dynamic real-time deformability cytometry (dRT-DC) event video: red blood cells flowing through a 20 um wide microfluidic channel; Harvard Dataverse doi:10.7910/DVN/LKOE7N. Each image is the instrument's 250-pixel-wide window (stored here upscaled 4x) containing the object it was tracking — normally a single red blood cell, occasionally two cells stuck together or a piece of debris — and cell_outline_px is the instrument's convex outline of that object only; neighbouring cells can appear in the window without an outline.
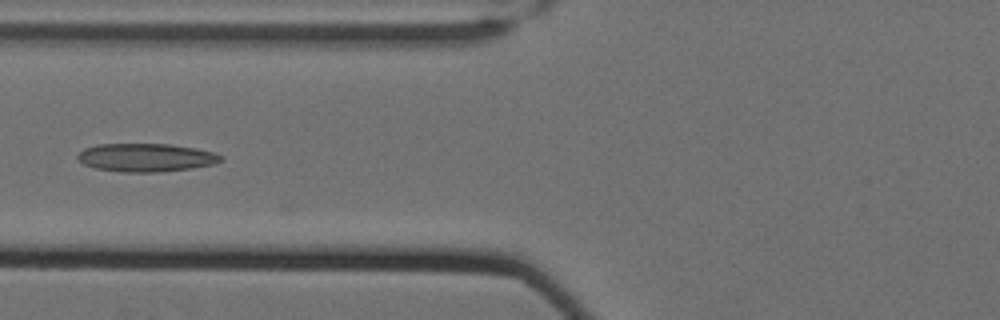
{"species": "Egyptian fruit bat (a non-hibernating species)", "species_latin": "Rousettus aegyptiacus", "temperature_condition": "cold", "stored_images_in_passage": 37, "camera_frame_rate_fps": 3000, "um_per_image_px": 0.085, "animal": {"sex": "female"}, "frame": {"image": 1, "passage_image": 8, "time_ms": 2.333, "image_size_px": [1000, 320], "cell_outline_px": [[224, 160], [216, 164], [192, 168], [160, 172], [120, 172], [96, 168], [84, 164], [76, 156], [84, 148], [96, 144], [172, 144], [196, 148], [216, 152], [224, 156]], "centroid_in_image_um": [12.48, 13.39], "position_along_channel_um": 113.3, "area_um2": 23.87}}
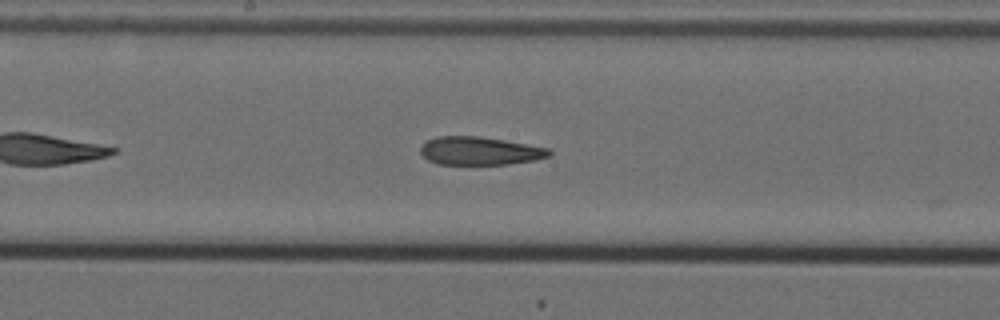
{"frame": {"image": 2, "passage_image": 16, "time_ms": 5.0, "image_size_px": [1000, 320], "cell_outline_px": [[552, 156], [536, 160], [508, 164], [436, 164], [428, 160], [420, 152], [420, 148], [428, 140], [436, 136], [480, 136], [504, 140], [548, 148], [552, 152]], "centroid_in_image_um": [40.8, 12.83], "position_along_channel_um": 207.4, "area_um2": 21.15}}
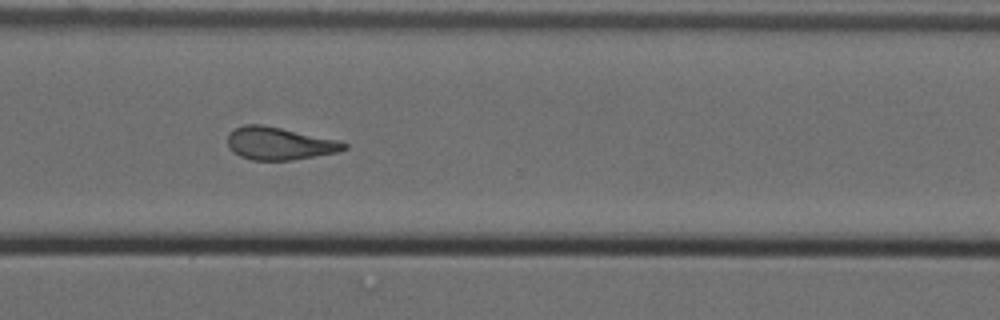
{"frame": {"image": 3, "passage_image": 28, "time_ms": 9.0, "image_size_px": [1000, 320], "cell_outline_px": [[348, 148], [336, 152], [292, 160], [252, 160], [240, 156], [232, 152], [228, 148], [228, 132], [244, 124], [260, 124], [340, 140], [348, 144]], "centroid_in_image_um": [23.72, 12.19], "position_along_channel_um": 346.9, "area_um2": 22.14}}